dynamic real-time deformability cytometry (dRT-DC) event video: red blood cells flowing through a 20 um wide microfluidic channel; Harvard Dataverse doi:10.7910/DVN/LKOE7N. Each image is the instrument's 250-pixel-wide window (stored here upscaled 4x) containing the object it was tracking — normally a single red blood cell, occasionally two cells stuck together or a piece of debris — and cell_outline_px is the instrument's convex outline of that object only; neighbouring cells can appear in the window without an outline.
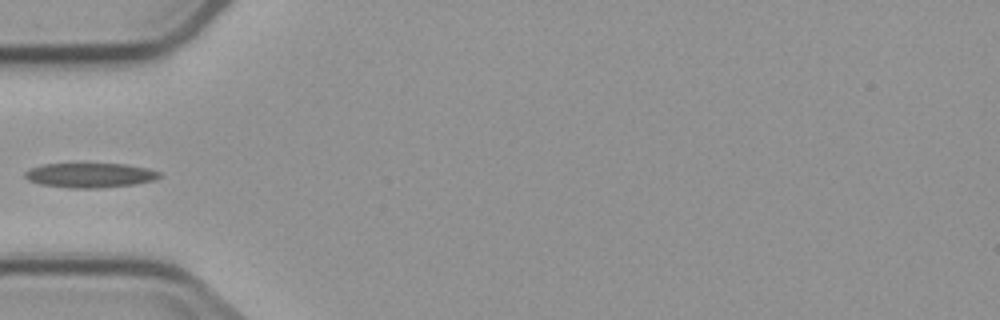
{"species": "common noctule bat (a hibernating species)", "species_latin": "Nyctalus noctula", "temperature_condition": "cold", "stored_images_in_passage": 5, "camera_frame_rate_fps": 3000, "um_per_image_px": 0.085, "animal": {"sex": "male", "body_mass_g": 23.1, "forearm_length_mm": 52.7}, "frame": {"image": 1, "passage_image": 5, "time_ms": 4.667, "image_size_px": [1000, 320], "cell_outline_px": [[160, 176], [156, 180], [136, 184], [104, 188], [68, 188], [40, 184], [28, 180], [24, 176], [24, 172], [32, 168], [44, 164], [124, 164], [148, 168], [160, 172]], "centroid_in_image_um": [7.68, 14.91], "position_along_channel_um": 77.3, "area_um2": 19.36}}